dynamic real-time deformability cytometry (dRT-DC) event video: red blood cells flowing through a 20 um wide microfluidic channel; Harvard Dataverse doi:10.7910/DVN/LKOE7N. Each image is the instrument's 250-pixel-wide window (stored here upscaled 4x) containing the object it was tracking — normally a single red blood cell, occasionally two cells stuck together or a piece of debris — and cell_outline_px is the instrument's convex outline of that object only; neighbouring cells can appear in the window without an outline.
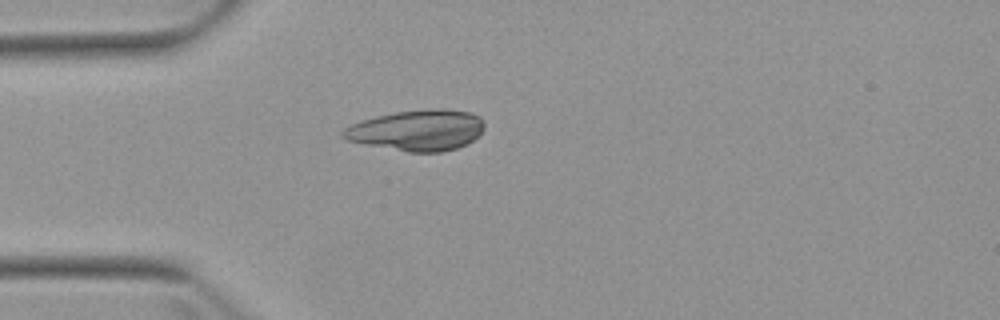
{"species": "Egyptian fruit bat (a non-hibernating species)", "species_latin": "Rousettus aegyptiacus", "temperature_condition": "warm", "stored_images_in_passage": 1, "camera_frame_rate_fps": 3000, "um_per_image_px": 0.085, "animal": {"sex": "female"}, "frame": {"image": 1, "passage_image": 1, "time_ms": 0.0, "image_size_px": [1000, 320], "cell_outline_px": [[484, 128], [468, 144], [456, 148], [440, 152], [408, 152], [364, 144], [348, 140], [340, 136], [340, 132], [344, 128], [352, 124], [376, 116], [396, 112], [428, 108], [444, 108], [472, 112], [480, 116], [484, 120]], "centroid_in_image_um": [35.48, 11.06], "position_along_channel_um": 49.5, "area_um2": 33.81}}